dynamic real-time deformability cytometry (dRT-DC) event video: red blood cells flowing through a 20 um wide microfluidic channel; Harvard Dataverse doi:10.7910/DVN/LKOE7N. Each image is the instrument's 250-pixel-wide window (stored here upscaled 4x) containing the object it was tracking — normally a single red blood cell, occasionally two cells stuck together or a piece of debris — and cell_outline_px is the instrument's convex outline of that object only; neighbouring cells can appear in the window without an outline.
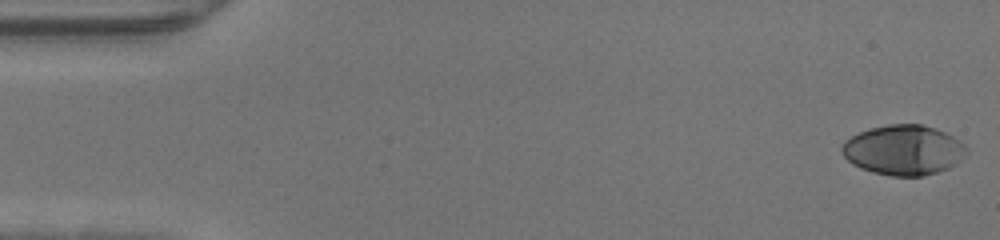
{"species": "human", "species_latin": "Homo sapiens", "temperature_condition": "warm", "stored_images_in_passage": 47, "camera_frame_rate_fps": 3000, "um_per_image_px": 0.085, "donor": {"sex": "male"}, "frame": {"image": 1, "passage_image": 1, "time_ms": 0.0, "image_size_px": [1000, 240], "cell_outline_px": [[968, 152], [956, 164], [948, 168], [924, 176], [888, 176], [872, 172], [860, 168], [852, 164], [840, 152], [840, 148], [844, 140], [860, 132], [872, 128], [888, 124], [920, 124], [936, 128], [960, 140], [968, 148]], "centroid_in_image_um": [76.79, 12.76], "position_along_channel_um": 8.2, "area_um2": 36.53}}
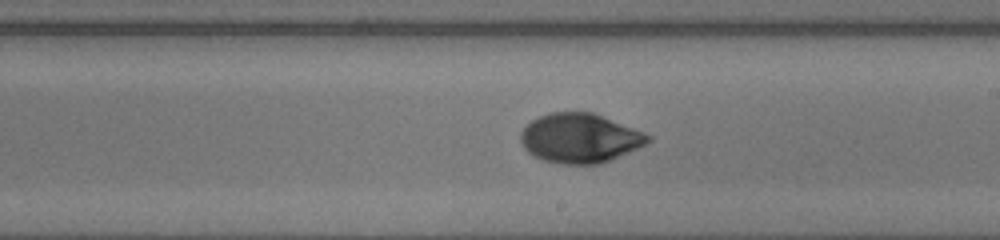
{"frame": {"image": 2, "passage_image": 27, "time_ms": 8.667, "image_size_px": [1000, 240], "cell_outline_px": [[652, 140], [628, 152], [600, 164], [560, 164], [544, 160], [532, 156], [524, 148], [520, 140], [520, 132], [532, 120], [548, 112], [592, 112], [644, 132], [652, 136]], "centroid_in_image_um": [49.26, 11.74], "position_along_channel_um": 239.7, "area_um2": 36.53}}
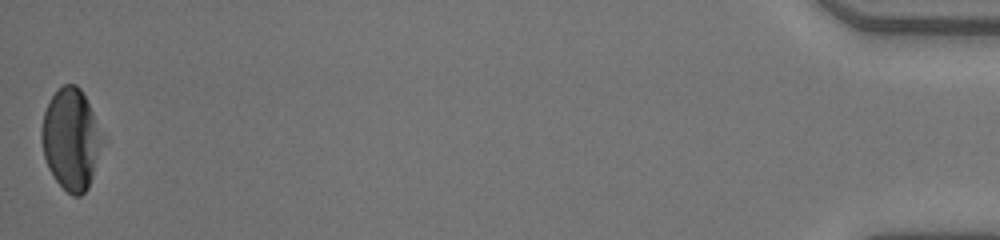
{"frame": {"image": 3, "passage_image": 47, "time_ms": 15.333, "image_size_px": [1000, 240], "cell_outline_px": [[96, 156], [92, 176], [88, 188], [80, 196], [72, 196], [52, 176], [48, 168], [44, 156], [40, 140], [40, 132], [44, 112], [52, 96], [64, 84], [76, 84], [80, 88], [92, 112], [96, 136]], "centroid_in_image_um": [5.9, 11.84], "position_along_channel_um": 429.3, "area_um2": 33.93}}